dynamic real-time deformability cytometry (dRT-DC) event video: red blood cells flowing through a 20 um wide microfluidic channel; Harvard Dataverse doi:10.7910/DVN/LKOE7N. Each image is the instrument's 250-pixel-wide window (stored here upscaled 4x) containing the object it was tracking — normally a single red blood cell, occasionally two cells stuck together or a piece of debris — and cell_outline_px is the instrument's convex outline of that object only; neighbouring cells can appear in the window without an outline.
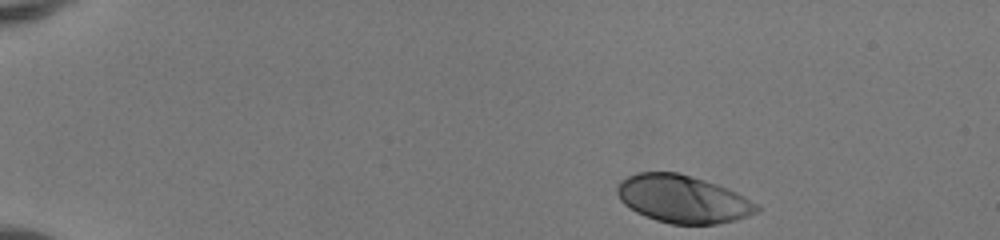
{"species": "human", "species_latin": "Homo sapiens", "temperature_condition": "room temperature", "stored_images_in_passage": 43, "camera_frame_rate_fps": 3000, "um_per_image_px": 0.085, "donor": {"sex": "female"}, "frame": {"image": 1, "passage_image": 1, "time_ms": 0.0, "image_size_px": [1000, 240], "cell_outline_px": [[760, 208], [756, 212], [748, 216], [736, 220], [716, 224], [672, 224], [656, 220], [644, 216], [636, 212], [624, 204], [620, 200], [616, 192], [616, 188], [620, 180], [636, 172], [676, 172], [704, 180], [716, 184], [736, 192], [744, 196], [756, 204]], "centroid_in_image_um": [58.0, 16.92], "position_along_channel_um": 27.0, "area_um2": 38.67}}
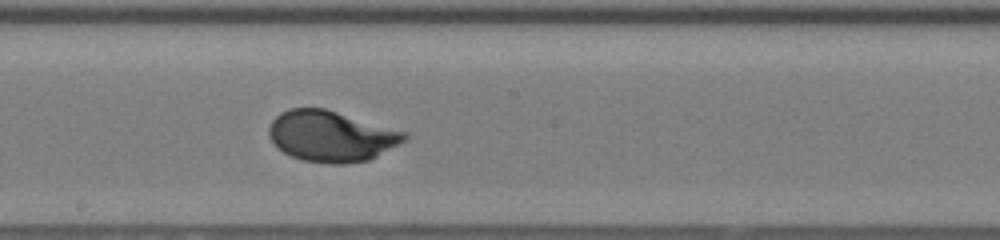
{"frame": {"image": 2, "passage_image": 23, "time_ms": 7.333, "image_size_px": [1000, 240], "cell_outline_px": [[408, 136], [404, 140], [376, 156], [368, 160], [348, 164], [332, 164], [304, 160], [292, 156], [276, 148], [268, 136], [268, 128], [272, 120], [280, 112], [288, 108], [324, 108], [408, 132]], "centroid_in_image_um": [28.11, 11.57], "position_along_channel_um": 220.1, "area_um2": 40.11}}
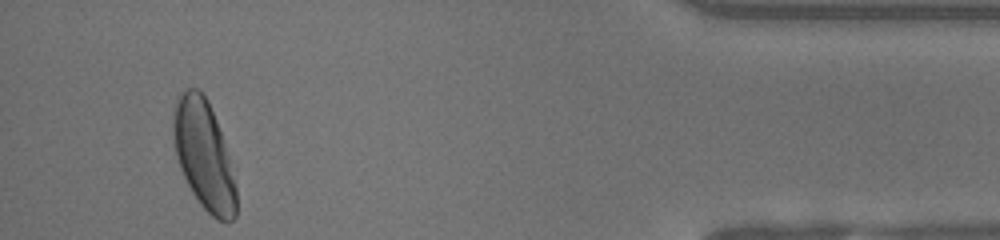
{"frame": {"image": 3, "passage_image": 41, "time_ms": 13.333, "image_size_px": [1000, 240], "cell_outline_px": [[236, 216], [232, 220], [216, 220], [200, 204], [192, 192], [180, 168], [176, 156], [172, 136], [172, 112], [176, 96], [188, 88], [196, 88], [208, 100], [216, 120], [220, 132], [236, 188]], "centroid_in_image_um": [17.27, 13.14], "position_along_channel_um": 417.9, "area_um2": 39.48}, "authors_computed_cell_mechanics": {"area_um2": 39.015, "velocity_mm_per_s": 4.1333, "shape_relaxation_time_tau1_ms": 2.4122, "shape_relaxation_time_tau2_ms": null, "deformation_change_tau1": 0.1496, "deformation_change_tau2": null}}